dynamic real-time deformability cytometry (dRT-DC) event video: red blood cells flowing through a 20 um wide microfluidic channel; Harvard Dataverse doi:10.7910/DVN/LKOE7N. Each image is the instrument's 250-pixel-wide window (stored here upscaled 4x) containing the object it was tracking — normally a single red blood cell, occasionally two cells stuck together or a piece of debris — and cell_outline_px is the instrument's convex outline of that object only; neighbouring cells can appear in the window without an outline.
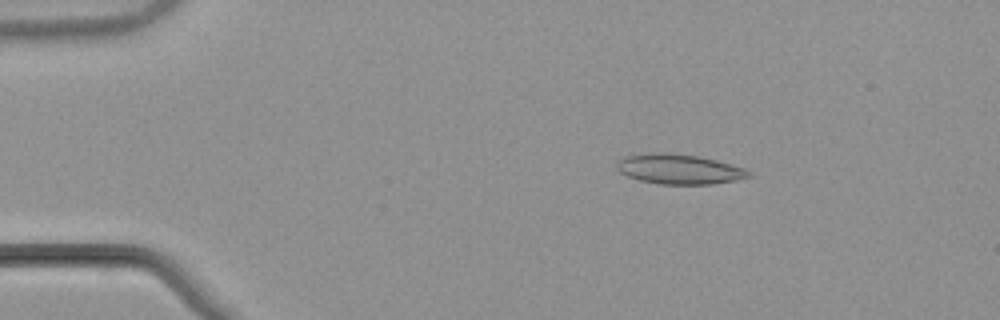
{"species": "common noctule bat (a hibernating species)", "species_latin": "Nyctalus noctula", "temperature_condition": "warm", "stored_images_in_passage": 50, "camera_frame_rate_fps": 3000, "um_per_image_px": 0.085, "animal": {"sex": "male", "body_mass_g": 21.5, "forearm_length_mm": 52.0}, "frame": {"image": 1, "passage_image": 6, "time_ms": 1.667, "image_size_px": [1000, 320], "cell_outline_px": [[752, 176], [736, 180], [712, 184], [660, 184], [640, 180], [628, 176], [620, 172], [616, 168], [616, 164], [624, 156], [648, 152], [664, 152], [700, 156], [732, 164], [744, 168], [752, 172]], "centroid_in_image_um": [57.74, 14.36], "position_along_channel_um": 27.3, "area_um2": 23.18}}
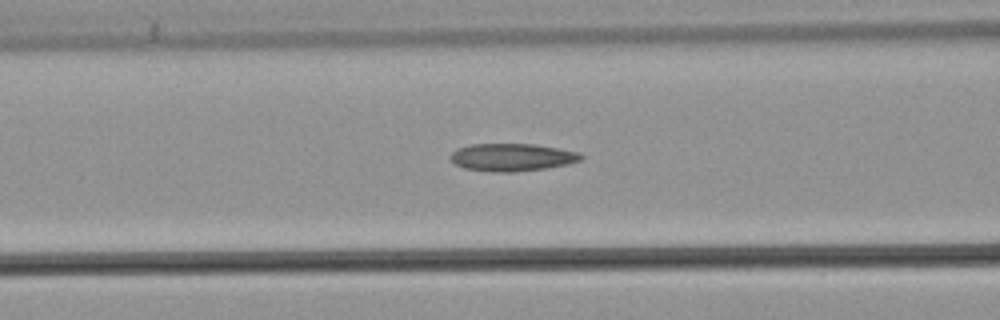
{"frame": {"image": 2, "passage_image": 19, "time_ms": 6.0, "image_size_px": [1000, 320], "cell_outline_px": [[584, 156], [580, 160], [568, 164], [544, 168], [512, 172], [492, 172], [464, 168], [456, 164], [448, 156], [456, 148], [472, 144], [536, 144], [560, 148], [580, 152]], "centroid_in_image_um": [43.52, 13.36], "position_along_channel_um": 123.1, "area_um2": 21.1}}
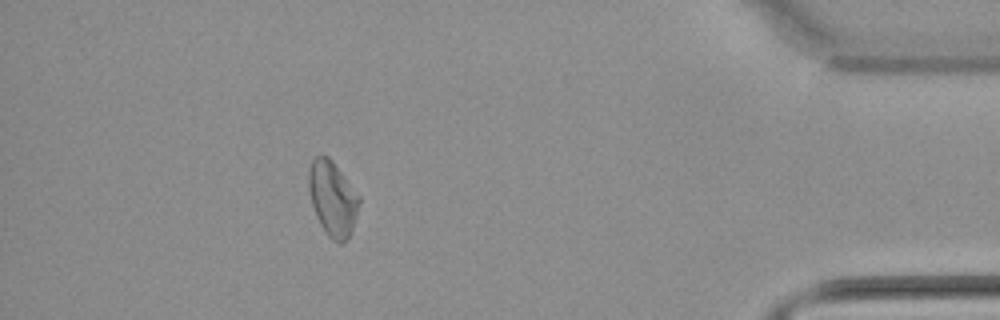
{"frame": {"image": 3, "passage_image": 45, "time_ms": 14.667, "image_size_px": [1000, 320], "cell_outline_px": [[360, 204], [352, 232], [348, 240], [340, 244], [332, 240], [328, 236], [320, 224], [316, 216], [312, 204], [308, 188], [308, 168], [312, 160], [316, 156], [328, 156], [332, 160], [360, 196]], "centroid_in_image_um": [28.28, 16.9], "position_along_channel_um": 406.9, "area_um2": 22.25}, "authors_computed_cell_mechanics": {"area_um2": 21.3571, "velocity_mm_per_s": 3.8509, "shape_relaxation_time_tau1_ms": null, "shape_relaxation_time_tau2_ms": 5.8266, "deformation_change_tau1": null, "deformation_change_tau2": 0.1464}}